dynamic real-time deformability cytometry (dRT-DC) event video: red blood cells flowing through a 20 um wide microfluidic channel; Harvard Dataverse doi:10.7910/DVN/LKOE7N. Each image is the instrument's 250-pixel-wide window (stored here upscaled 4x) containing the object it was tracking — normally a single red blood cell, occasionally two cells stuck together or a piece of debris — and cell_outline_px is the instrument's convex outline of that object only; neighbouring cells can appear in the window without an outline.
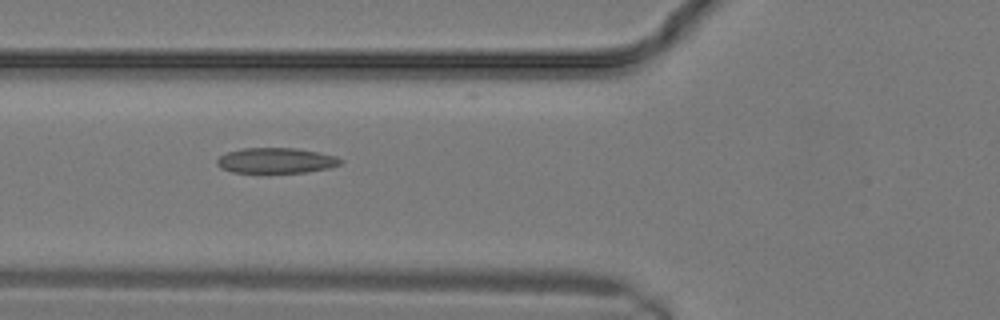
{"species": "common noctule bat (a hibernating species)", "species_latin": "Nyctalus noctula", "temperature_condition": "warm", "stored_images_in_passage": 12, "camera_frame_rate_fps": 3000, "um_per_image_px": 0.085, "animal": {"sex": "male", "body_mass_g": 19.2, "forearm_length_mm": 51.8}, "frame": {"image": 1, "passage_image": 5, "time_ms": 1.333, "image_size_px": [1000, 320], "cell_outline_px": [[344, 160], [340, 164], [328, 168], [308, 172], [232, 172], [220, 168], [216, 164], [216, 160], [220, 156], [228, 152], [244, 148], [296, 148], [336, 156]], "centroid_in_image_um": [23.45, 13.64], "position_along_channel_um": 102.3, "area_um2": 18.15}}
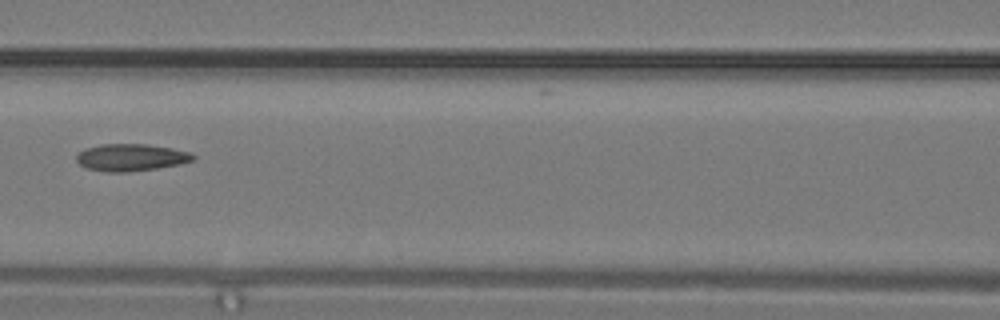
{"frame": {"image": 2, "passage_image": 7, "time_ms": 2.0, "image_size_px": [1000, 320], "cell_outline_px": [[196, 160], [180, 164], [156, 168], [128, 172], [104, 172], [88, 168], [80, 164], [76, 160], [76, 156], [80, 152], [88, 148], [104, 144], [148, 144], [172, 148], [188, 152], [196, 156]], "centroid_in_image_um": [11.17, 13.39], "position_along_channel_um": 155.4, "area_um2": 18.32}}
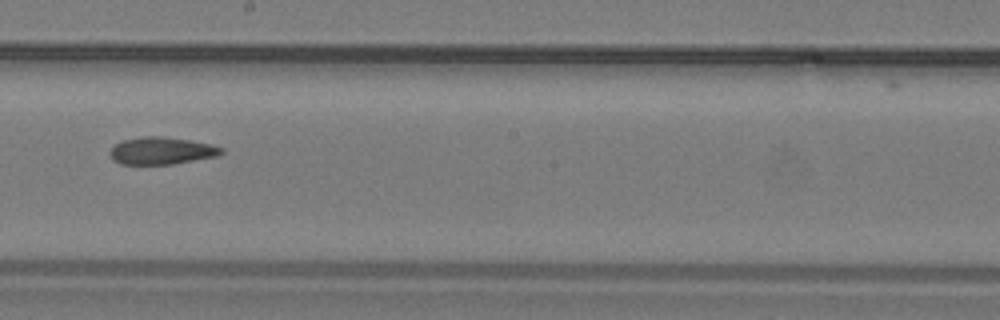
{"frame": {"image": 3, "passage_image": 10, "time_ms": 3.0, "image_size_px": [1000, 320], "cell_outline_px": [[224, 152], [216, 156], [172, 164], [120, 164], [112, 160], [108, 152], [116, 144], [124, 140], [144, 136], [164, 136], [188, 140], [208, 144], [224, 148]], "centroid_in_image_um": [13.7, 12.82], "position_along_channel_um": 234.5, "area_um2": 17.57}}